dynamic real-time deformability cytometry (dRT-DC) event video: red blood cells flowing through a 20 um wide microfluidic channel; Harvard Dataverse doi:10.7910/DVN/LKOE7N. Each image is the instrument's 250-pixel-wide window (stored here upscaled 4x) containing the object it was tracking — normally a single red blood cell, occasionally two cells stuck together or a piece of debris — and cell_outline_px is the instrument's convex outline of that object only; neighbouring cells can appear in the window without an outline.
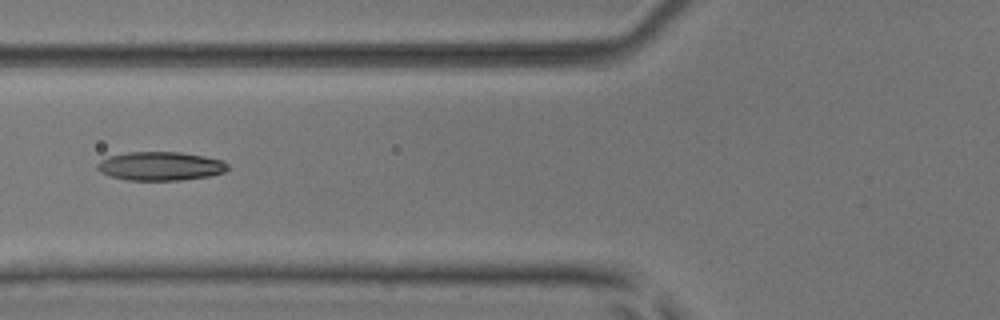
{"species": "common noctule bat (a hibernating species)", "species_latin": "Nyctalus noctula", "temperature_condition": "room temperature", "stored_images_in_passage": 7, "camera_frame_rate_fps": 3000, "um_per_image_px": 0.085, "animal": {"sex": "male", "body_mass_g": 17.9, "forearm_length_mm": 54.2}, "frame": {"image": 1, "passage_image": 6, "time_ms": 1.667, "image_size_px": [1000, 320], "cell_outline_px": [[228, 168], [224, 172], [208, 176], [180, 180], [128, 180], [112, 176], [100, 172], [96, 168], [96, 164], [100, 160], [108, 156], [128, 152], [180, 152], [204, 156], [224, 160], [228, 164]], "centroid_in_image_um": [13.63, 14.11], "position_along_channel_um": 112.2, "area_um2": 21.85}}
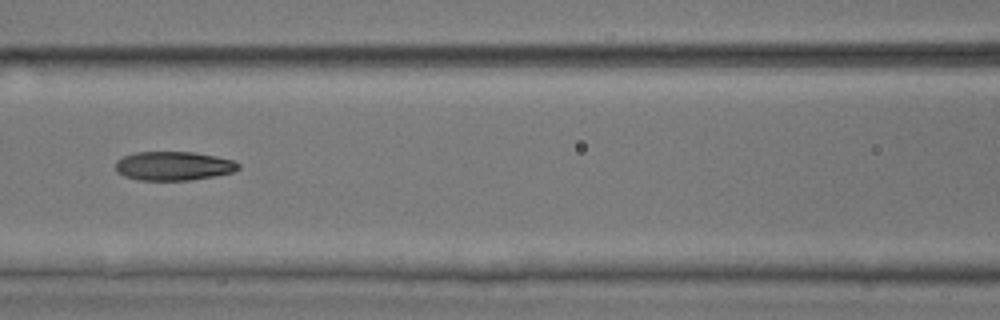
{"frame": {"image": 2, "passage_image": 7, "time_ms": 2.0, "image_size_px": [1000, 320], "cell_outline_px": [[240, 168], [232, 172], [216, 176], [192, 180], [140, 180], [124, 176], [116, 172], [116, 160], [124, 156], [136, 152], [196, 152], [216, 156], [232, 160], [240, 164]], "centroid_in_image_um": [14.76, 14.1], "position_along_channel_um": 151.8, "area_um2": 20.81}}